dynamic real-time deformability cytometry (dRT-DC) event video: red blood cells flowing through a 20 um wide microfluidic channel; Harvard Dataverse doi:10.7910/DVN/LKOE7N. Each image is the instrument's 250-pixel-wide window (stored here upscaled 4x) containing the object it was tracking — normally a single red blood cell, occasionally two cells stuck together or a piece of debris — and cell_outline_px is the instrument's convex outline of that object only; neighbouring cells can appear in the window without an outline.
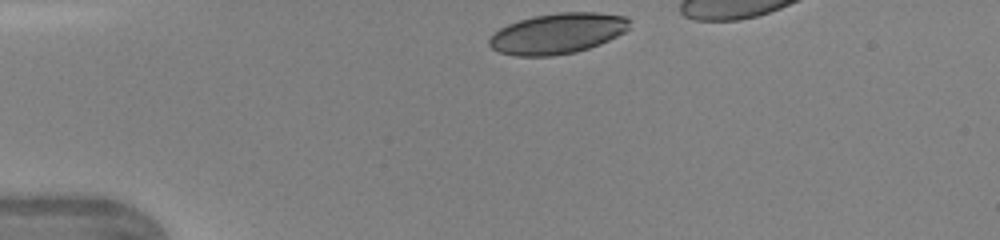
{"species": "human", "species_latin": "Homo sapiens", "temperature_condition": "warm", "stored_images_in_passage": 30, "camera_frame_rate_fps": 3000, "um_per_image_px": 0.085, "donor": {"sex": "female"}, "frame": {"image": 1, "passage_image": 1, "time_ms": 0.0, "image_size_px": [1000, 240], "cell_outline_px": [[632, 20], [628, 28], [624, 32], [600, 44], [576, 52], [552, 56], [516, 56], [500, 52], [492, 48], [488, 44], [488, 40], [500, 28], [508, 24], [532, 16], [560, 12], [596, 12], [628, 16]], "centroid_in_image_um": [47.42, 2.84], "position_along_channel_um": 37.6, "area_um2": 33.23}}
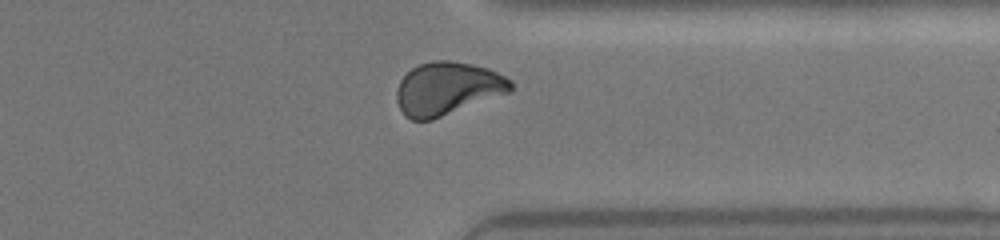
{"frame": {"image": 2, "passage_image": 26, "time_ms": 8.333, "image_size_px": [1000, 240], "cell_outline_px": [[512, 92], [432, 120], [412, 120], [404, 116], [396, 100], [396, 92], [400, 80], [412, 68], [420, 64], [432, 60], [452, 60], [472, 64], [488, 68], [512, 80]], "centroid_in_image_um": [38.04, 7.53], "position_along_channel_um": 373.4, "area_um2": 35.49}}